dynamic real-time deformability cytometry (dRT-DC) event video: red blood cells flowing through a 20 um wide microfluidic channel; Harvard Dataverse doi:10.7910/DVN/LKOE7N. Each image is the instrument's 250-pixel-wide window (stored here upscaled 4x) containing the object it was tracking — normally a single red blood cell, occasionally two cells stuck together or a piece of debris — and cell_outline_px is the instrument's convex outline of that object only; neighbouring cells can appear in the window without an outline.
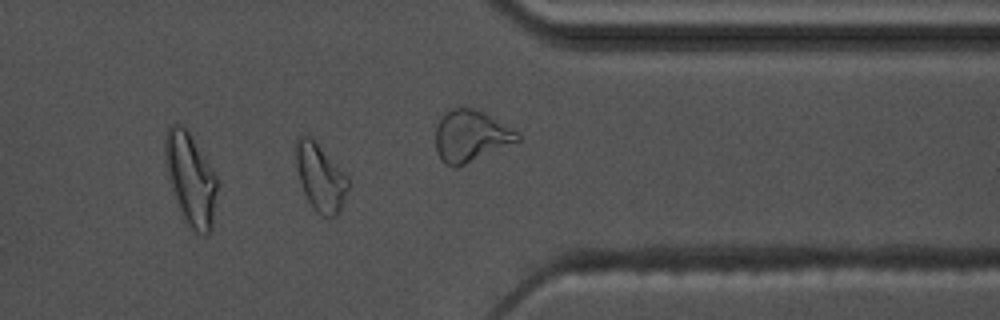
{"species": "common noctule bat (a hibernating species)", "species_latin": "Nyctalus noctula", "temperature_condition": "warm", "stored_images_in_passage": 43, "camera_frame_rate_fps": 3000, "um_per_image_px": 0.085, "animal": {"sex": "male", "body_mass_g": 17.5, "forearm_length_mm": 52.3}, "frame": {"image": 1, "passage_image": 31, "time_ms": 10.0, "image_size_px": [1000, 320], "cell_outline_px": [[352, 184], [340, 212], [336, 216], [320, 216], [312, 208], [304, 192], [300, 180], [296, 164], [296, 140], [300, 136], [308, 136], [348, 176]], "centroid_in_image_um": [27.29, 15.17], "position_along_channel_um": 384.1, "area_um2": 20.35}}
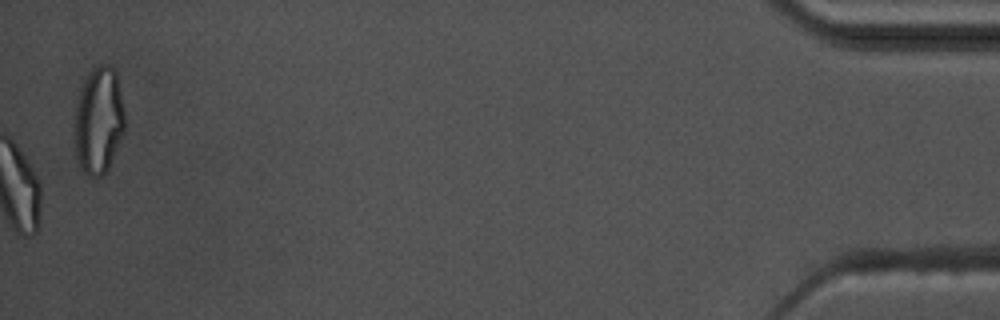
{"frame": {"image": 2, "passage_image": 43, "time_ms": 14.0, "image_size_px": [1000, 320], "cell_outline_px": [[124, 132], [108, 168], [100, 176], [92, 176], [84, 172], [80, 164], [76, 152], [76, 104], [80, 92], [88, 72], [100, 64], [108, 64], [116, 72], [124, 108]], "centroid_in_image_um": [8.42, 10.2], "position_along_channel_um": 426.8, "area_um2": 30.63}, "authors_computed_cell_mechanics": {"area_um2": 16.2996, "velocity_mm_per_s": 3.5604, "shape_relaxation_time_tau1_ms": 3.9137, "shape_relaxation_time_tau2_ms": 2.0362, "deformation_change_tau1": 0.1737, "deformation_change_tau2": 0.1005}}